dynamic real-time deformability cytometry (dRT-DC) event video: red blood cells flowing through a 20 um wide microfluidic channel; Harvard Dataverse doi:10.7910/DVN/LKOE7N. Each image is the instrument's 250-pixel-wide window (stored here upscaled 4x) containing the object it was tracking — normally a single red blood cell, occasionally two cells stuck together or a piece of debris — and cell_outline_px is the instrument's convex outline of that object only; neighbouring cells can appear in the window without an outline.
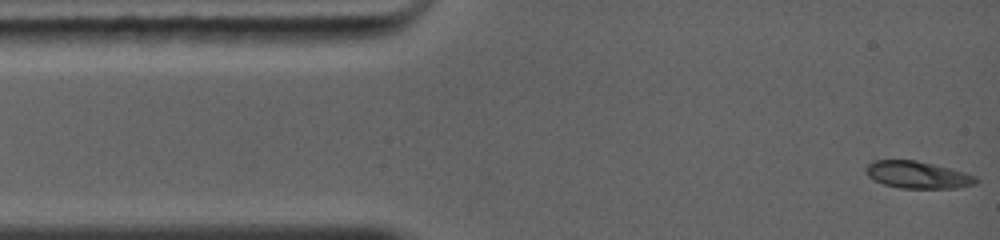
{"species": "common noctule bat (a hibernating species)", "species_latin": "Nyctalus noctula", "temperature_condition": "warm", "stored_images_in_passage": 37, "camera_frame_rate_fps": 5000, "um_per_image_px": 0.085, "animal": {"sex": "female", "body_mass_g": 19.0, "forearm_length_mm": 56.7}, "frame": {"image": 1, "passage_image": 1, "time_ms": 0.0, "image_size_px": [1000, 240], "cell_outline_px": [[980, 180], [976, 184], [956, 188], [900, 188], [884, 184], [868, 176], [864, 168], [872, 160], [916, 160], [964, 172], [976, 176]], "centroid_in_image_um": [78.0, 14.86], "position_along_channel_um": 7.0, "area_um2": 17.34}}
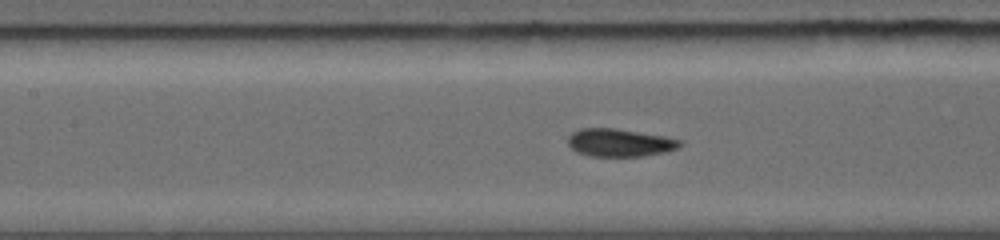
{"frame": {"image": 2, "passage_image": 17, "time_ms": 5.0, "image_size_px": [1000, 240], "cell_outline_px": [[684, 144], [680, 148], [664, 152], [644, 156], [588, 156], [576, 152], [568, 144], [568, 136], [572, 132], [580, 128], [616, 128], [664, 136], [684, 140]], "centroid_in_image_um": [52.7, 12.12], "position_along_channel_um": 154.7, "area_um2": 18.44}}
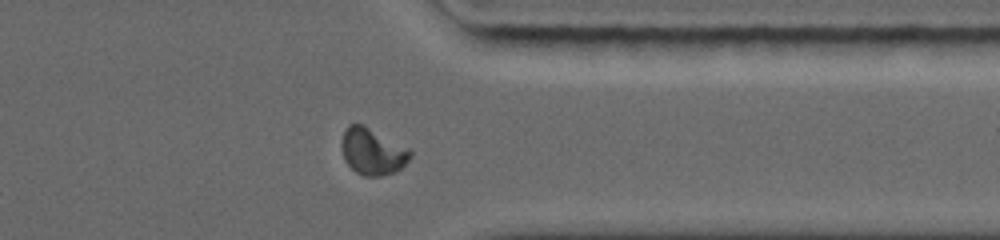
{"frame": {"image": 3, "passage_image": 32, "time_ms": 10.2, "image_size_px": [1000, 240], "cell_outline_px": [[412, 156], [396, 172], [380, 176], [364, 176], [356, 172], [344, 160], [340, 148], [340, 144], [344, 128], [348, 124], [364, 124], [408, 148], [412, 152]], "centroid_in_image_um": [31.62, 12.86], "position_along_channel_um": 379.8, "area_um2": 18.84}, "authors_computed_cell_mechanics": {"area_um2": 17.8602, "velocity_mm_per_s": 4.368, "shape_relaxation_time_tau1_ms": 3.5047, "shape_relaxation_time_tau2_ms": null, "deformation_change_tau1": 0.1691, "deformation_change_tau2": null}}